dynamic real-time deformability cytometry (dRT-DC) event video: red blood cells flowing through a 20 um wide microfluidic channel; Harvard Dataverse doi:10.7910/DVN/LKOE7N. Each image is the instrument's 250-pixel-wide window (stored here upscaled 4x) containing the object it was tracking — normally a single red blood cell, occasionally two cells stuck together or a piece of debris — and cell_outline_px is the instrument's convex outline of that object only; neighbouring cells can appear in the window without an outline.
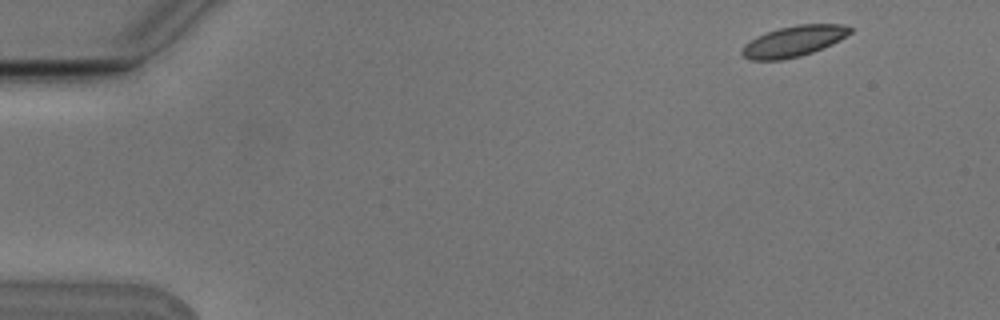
{"species": "Egyptian fruit bat (a non-hibernating species)", "species_latin": "Rousettus aegyptiacus", "temperature_condition": "cold", "stored_images_in_passage": 6, "camera_frame_rate_fps": 3000, "um_per_image_px": 0.085, "animal": {"sex": "male"}, "frame": {"image": 1, "passage_image": 1, "time_ms": 0.0, "image_size_px": [1000, 320], "cell_outline_px": [[852, 32], [840, 40], [832, 44], [812, 52], [800, 56], [780, 60], [752, 60], [744, 56], [740, 52], [744, 44], [756, 36], [780, 28], [796, 24], [840, 24], [852, 28]], "centroid_in_image_um": [67.46, 3.5], "position_along_channel_um": 17.5, "area_um2": 19.31}}
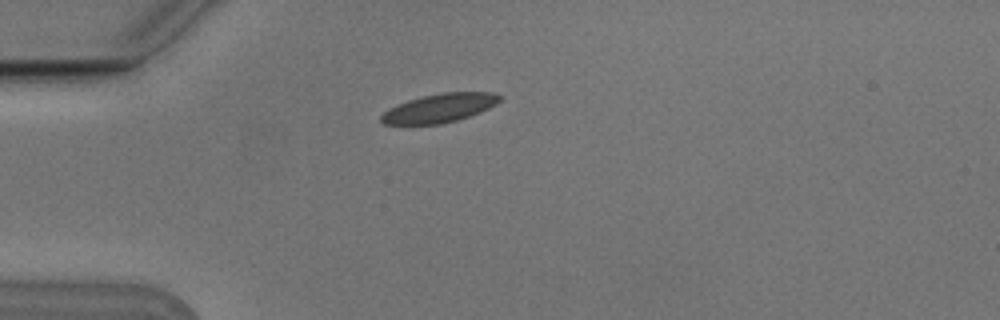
{"frame": {"image": 2, "passage_image": 4, "time_ms": 1.0, "image_size_px": [1000, 320], "cell_outline_px": [[500, 100], [496, 104], [480, 112], [456, 120], [440, 124], [384, 124], [380, 120], [380, 116], [388, 108], [396, 104], [408, 100], [424, 96], [444, 92], [496, 92], [500, 96]], "centroid_in_image_um": [37.34, 9.18], "position_along_channel_um": 47.7, "area_um2": 19.71}}